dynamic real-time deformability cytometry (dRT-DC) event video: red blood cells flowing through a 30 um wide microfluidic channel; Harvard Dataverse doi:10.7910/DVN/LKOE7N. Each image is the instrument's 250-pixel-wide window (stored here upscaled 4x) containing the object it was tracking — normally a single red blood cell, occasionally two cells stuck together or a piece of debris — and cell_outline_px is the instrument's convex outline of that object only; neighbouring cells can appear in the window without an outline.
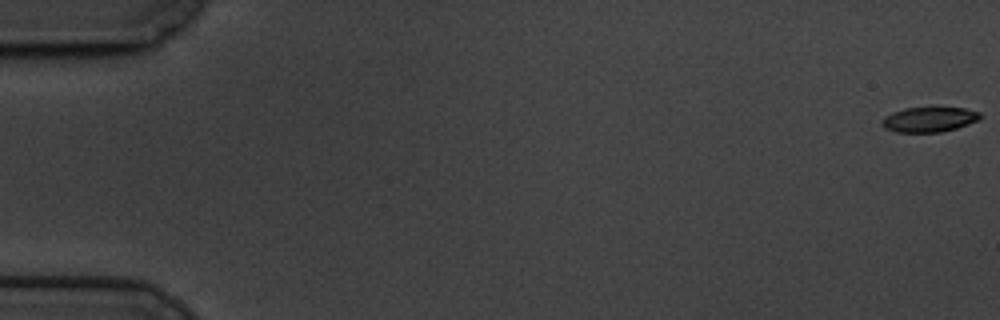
{"species": "common noctule bat (a hibernating species)", "species_latin": "Nyctalus noctula", "temperature_condition": "cold", "stored_images_in_passage": 12, "camera_frame_rate_fps": 3000, "um_per_image_px": 0.085, "animal": {"sex": "male", "body_mass_g": 19.5, "forearm_length_mm": 54.6}, "frame": {"image": 1, "passage_image": 1, "time_ms": 0.0, "image_size_px": [1000, 320], "cell_outline_px": [[984, 116], [980, 120], [956, 128], [940, 132], [896, 132], [884, 128], [880, 124], [880, 120], [884, 116], [892, 112], [904, 108], [964, 108], [980, 112]], "centroid_in_image_um": [78.96, 10.16], "position_along_channel_um": 6.0, "area_um2": 14.45}}